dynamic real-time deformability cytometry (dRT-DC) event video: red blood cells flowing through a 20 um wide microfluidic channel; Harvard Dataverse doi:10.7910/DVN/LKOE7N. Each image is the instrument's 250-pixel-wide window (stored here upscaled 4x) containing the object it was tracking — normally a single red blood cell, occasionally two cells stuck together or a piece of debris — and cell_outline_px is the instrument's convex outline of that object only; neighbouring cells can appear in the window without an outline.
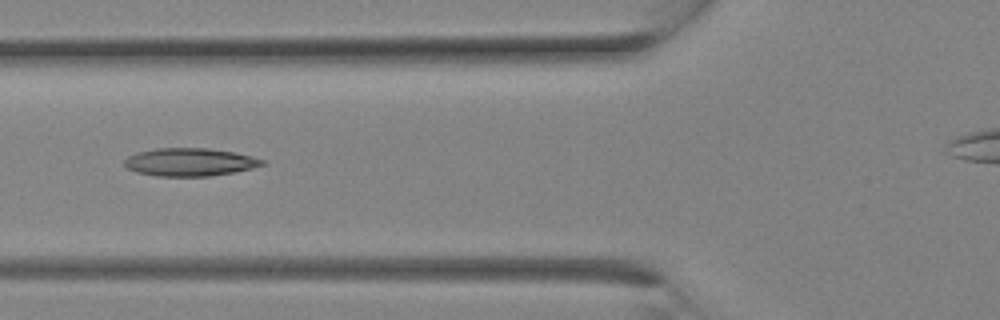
{"species": "Egyptian fruit bat (a non-hibernating species)", "species_latin": "Rousettus aegyptiacus", "temperature_condition": "room temperature", "stored_images_in_passage": 7, "camera_frame_rate_fps": 3000, "um_per_image_px": 0.085, "animal": {"sex": "female"}, "frame": {"image": 1, "passage_image": 4, "time_ms": 1.0, "image_size_px": [1000, 320], "cell_outline_px": [[268, 164], [236, 172], [208, 176], [156, 176], [136, 172], [128, 168], [124, 164], [124, 160], [128, 156], [136, 152], [156, 148], [208, 148], [236, 152], [268, 160]], "centroid_in_image_um": [16.19, 13.77], "position_along_channel_um": 109.6, "area_um2": 22.77}}
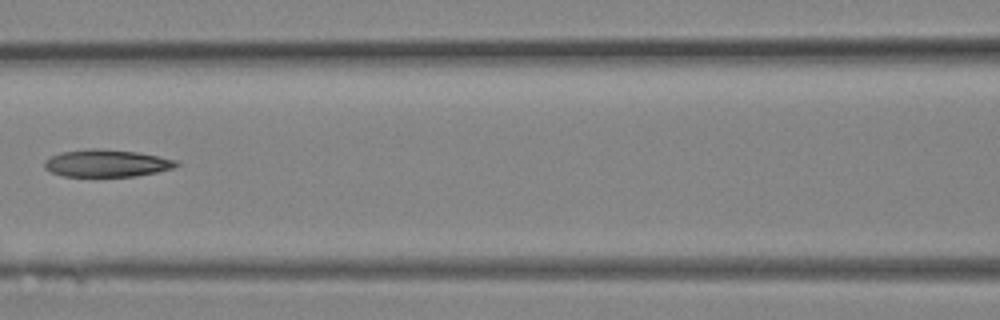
{"frame": {"image": 2, "passage_image": 6, "time_ms": 1.667, "image_size_px": [1000, 320], "cell_outline_px": [[180, 164], [172, 168], [156, 172], [136, 176], [64, 176], [52, 172], [44, 168], [44, 160], [60, 152], [88, 148], [100, 148], [136, 152], [160, 156], [176, 160]], "centroid_in_image_um": [9.05, 13.86], "position_along_channel_um": 157.5, "area_um2": 20.98}}